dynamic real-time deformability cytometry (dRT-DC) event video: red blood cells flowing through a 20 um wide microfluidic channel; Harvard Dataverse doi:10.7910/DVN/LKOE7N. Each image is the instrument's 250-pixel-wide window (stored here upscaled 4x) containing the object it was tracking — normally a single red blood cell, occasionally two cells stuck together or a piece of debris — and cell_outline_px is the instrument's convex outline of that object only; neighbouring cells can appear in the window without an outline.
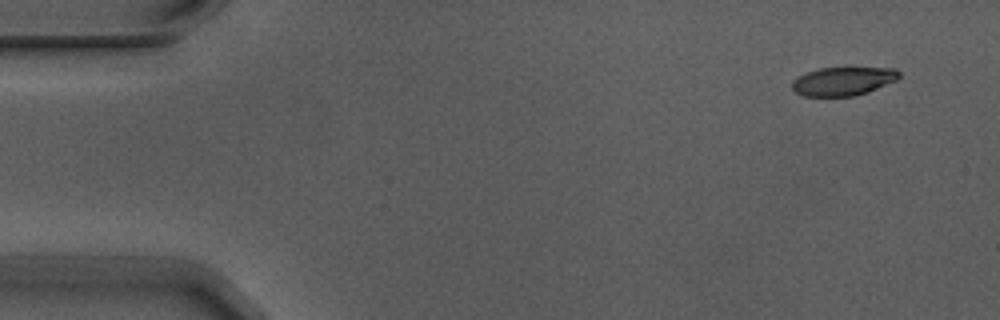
{"species": "Egyptian fruit bat (a non-hibernating species)", "species_latin": "Rousettus aegyptiacus", "temperature_condition": "warm", "stored_images_in_passage": 6, "camera_frame_rate_fps": 3000, "um_per_image_px": 0.085, "animal": {"sex": "male"}, "frame": {"image": 1, "passage_image": 1, "time_ms": 0.0, "image_size_px": [1000, 320], "cell_outline_px": [[900, 76], [896, 80], [868, 92], [856, 96], [804, 96], [796, 92], [792, 88], [792, 80], [808, 72], [820, 68], [896, 68], [900, 72]], "centroid_in_image_um": [71.68, 6.91], "position_along_channel_um": 13.3, "area_um2": 17.69}}